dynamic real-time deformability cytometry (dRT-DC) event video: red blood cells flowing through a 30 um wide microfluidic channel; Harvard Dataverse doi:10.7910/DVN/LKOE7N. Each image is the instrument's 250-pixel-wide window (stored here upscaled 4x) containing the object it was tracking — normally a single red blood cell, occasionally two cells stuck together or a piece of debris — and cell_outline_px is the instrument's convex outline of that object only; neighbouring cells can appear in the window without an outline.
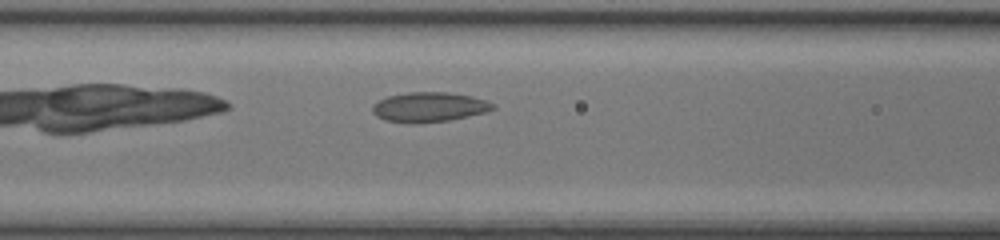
{"species": "common noctule bat (a hibernating species)", "species_latin": "Nyctalus noctula", "temperature_condition": "room temperature", "stored_images_in_passage": 33, "camera_frame_rate_fps": 3000, "um_per_image_px": 0.085, "animal": {"sex": "female", "body_mass_g": 17.0, "forearm_length_mm": 48.0}, "frame": {"image": 1, "passage_image": 5, "time_ms": 1.333, "image_size_px": [1000, 240], "cell_outline_px": [[496, 108], [484, 112], [468, 116], [448, 120], [420, 124], [412, 124], [384, 120], [376, 116], [372, 112], [372, 104], [388, 96], [408, 92], [448, 92], [472, 96], [488, 100], [496, 104]], "centroid_in_image_um": [36.48, 9.1], "position_along_channel_um": 130.1, "area_um2": 21.15}}
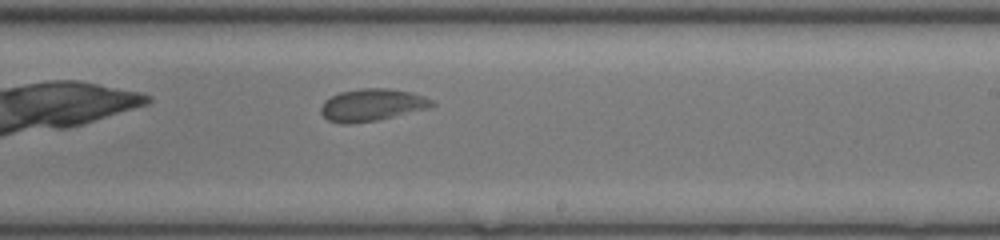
{"frame": {"image": 2, "passage_image": 14, "time_ms": 4.333, "image_size_px": [1000, 240], "cell_outline_px": [[436, 104], [428, 108], [376, 120], [348, 124], [340, 124], [328, 120], [320, 112], [320, 108], [324, 100], [340, 92], [360, 88], [388, 88], [412, 92], [424, 96], [432, 100]], "centroid_in_image_um": [31.59, 8.91], "position_along_channel_um": 257.4, "area_um2": 20.81}}
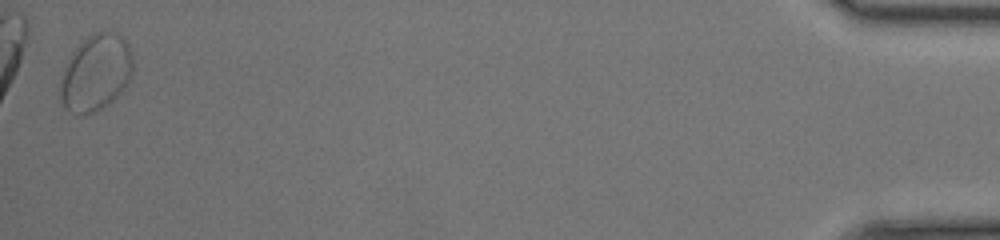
{"frame": {"image": 3, "passage_image": 33, "time_ms": 10.667, "image_size_px": [1000, 240], "cell_outline_px": [[132, 72], [124, 88], [108, 104], [92, 112], [80, 116], [68, 112], [64, 108], [60, 100], [60, 76], [68, 56], [92, 32], [116, 32], [124, 36], [128, 44], [132, 56]], "centroid_in_image_um": [8.11, 6.18], "position_along_channel_um": 427.1, "area_um2": 32.6}}